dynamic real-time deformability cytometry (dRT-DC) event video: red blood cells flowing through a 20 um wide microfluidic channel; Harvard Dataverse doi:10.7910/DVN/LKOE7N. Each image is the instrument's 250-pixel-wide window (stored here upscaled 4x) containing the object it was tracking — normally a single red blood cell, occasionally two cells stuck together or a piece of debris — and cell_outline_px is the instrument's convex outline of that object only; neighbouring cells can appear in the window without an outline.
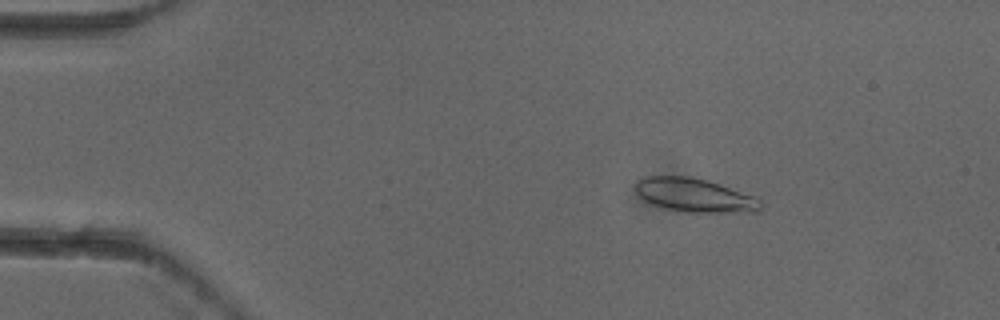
{"species": "common noctule bat (a hibernating species)", "species_latin": "Nyctalus noctula", "temperature_condition": "cold", "stored_images_in_passage": 4, "camera_frame_rate_fps": 3000, "um_per_image_px": 0.085, "animal": {"sex": "female"}, "frame": {"image": 1, "passage_image": 2, "time_ms": 0.333, "image_size_px": [1000, 320], "cell_outline_px": [[764, 204], [760, 212], [688, 212], [668, 208], [652, 204], [640, 196], [636, 192], [636, 180], [644, 176], [688, 176], [708, 180], [760, 196]], "centroid_in_image_um": [59.17, 16.58], "position_along_channel_um": 25.8, "area_um2": 25.03}}